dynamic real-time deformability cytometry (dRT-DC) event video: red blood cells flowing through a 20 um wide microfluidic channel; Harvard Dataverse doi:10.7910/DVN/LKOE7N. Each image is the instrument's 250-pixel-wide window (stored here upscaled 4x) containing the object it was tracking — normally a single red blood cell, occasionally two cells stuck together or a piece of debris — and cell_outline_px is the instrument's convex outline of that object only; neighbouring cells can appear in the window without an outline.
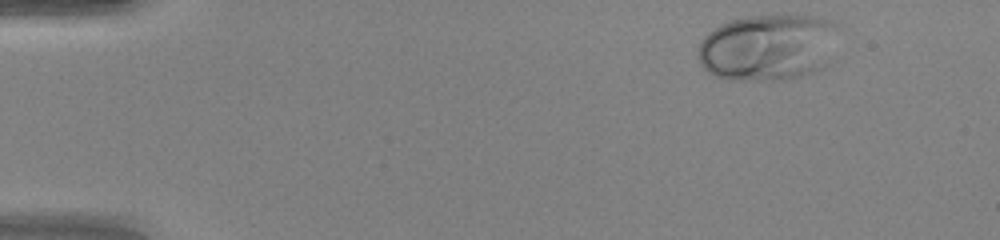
{"species": "human", "species_latin": "Homo sapiens", "temperature_condition": "warm", "stored_images_in_passage": 43, "camera_frame_rate_fps": 3000, "um_per_image_px": 0.085, "donor": {"sex": "female"}, "frame": {"image": 1, "passage_image": 1, "time_ms": 0.0, "image_size_px": [1000, 240], "cell_outline_px": [[840, 28], [828, 64], [824, 68], [800, 76], [784, 80], [728, 80], [716, 76], [708, 72], [700, 64], [696, 56], [696, 52], [700, 40], [708, 32], [720, 24], [732, 20], [748, 16], [816, 16], [832, 20], [840, 24]], "centroid_in_image_um": [65.29, 4.03], "position_along_channel_um": 19.7, "area_um2": 55.43}}
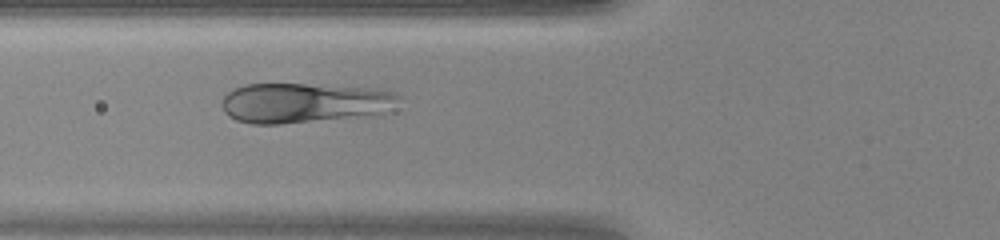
{"frame": {"image": 2, "passage_image": 14, "time_ms": 4.333, "image_size_px": [1000, 240], "cell_outline_px": [[400, 96], [380, 116], [280, 124], [252, 124], [236, 120], [228, 116], [224, 112], [224, 96], [228, 92], [244, 84], [304, 84], [376, 88], [396, 92]], "centroid_in_image_um": [25.89, 8.76], "position_along_channel_um": 99.9, "area_um2": 41.56}}
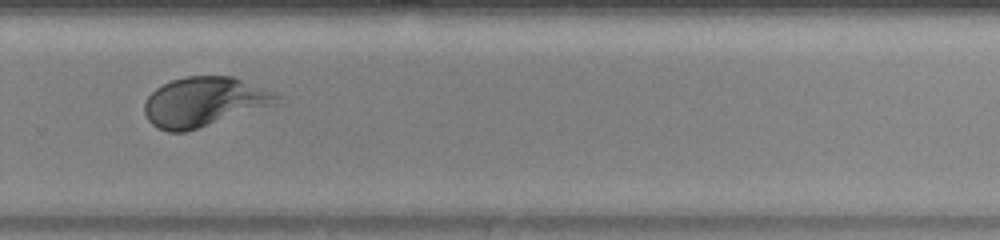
{"frame": {"image": 3, "passage_image": 29, "time_ms": 9.333, "image_size_px": [1000, 240], "cell_outline_px": [[280, 96], [276, 104], [184, 132], [168, 132], [156, 128], [148, 120], [144, 112], [144, 104], [148, 96], [156, 88], [172, 80], [184, 76], [232, 76], [272, 92]], "centroid_in_image_um": [17.29, 8.66], "position_along_channel_um": 312.5, "area_um2": 37.63}, "authors_computed_cell_mechanics": {"area_um2": 39.9398, "velocity_mm_per_s": 4.2579, "shape_relaxation_time_tau1_ms": 3.5823, "shape_relaxation_time_tau2_ms": null, "deformation_change_tau1": 0.2022, "deformation_change_tau2": null}}